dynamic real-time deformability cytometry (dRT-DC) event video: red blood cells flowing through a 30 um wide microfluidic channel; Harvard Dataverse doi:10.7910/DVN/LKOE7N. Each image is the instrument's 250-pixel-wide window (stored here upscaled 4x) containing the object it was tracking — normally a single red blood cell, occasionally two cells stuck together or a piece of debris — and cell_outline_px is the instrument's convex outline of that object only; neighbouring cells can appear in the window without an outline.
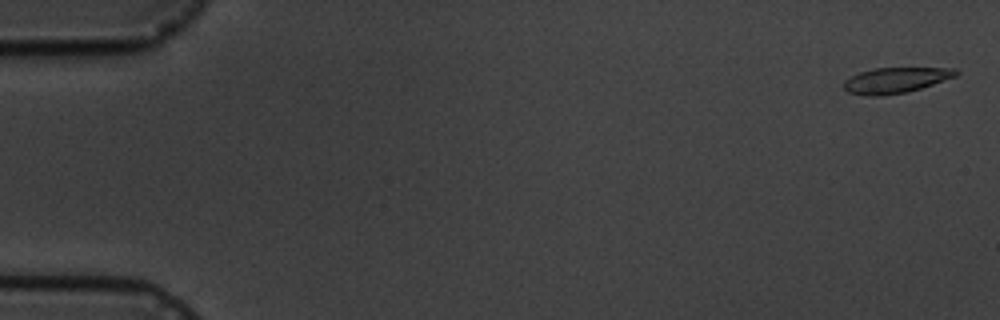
{"species": "common noctule bat (a hibernating species)", "species_latin": "Nyctalus noctula", "temperature_condition": "cold", "stored_images_in_passage": 5, "camera_frame_rate_fps": 3000, "um_per_image_px": 0.085, "animal": {"sex": "male", "body_mass_g": 19.5, "forearm_length_mm": 54.6}, "frame": {"image": 1, "passage_image": 1, "time_ms": 0.0, "image_size_px": [1000, 320], "cell_outline_px": [[960, 72], [956, 76], [908, 92], [880, 96], [872, 96], [848, 92], [844, 88], [844, 80], [860, 72], [876, 68], [956, 68]], "centroid_in_image_um": [76.14, 6.81], "position_along_channel_um": 8.9, "area_um2": 16.53}}
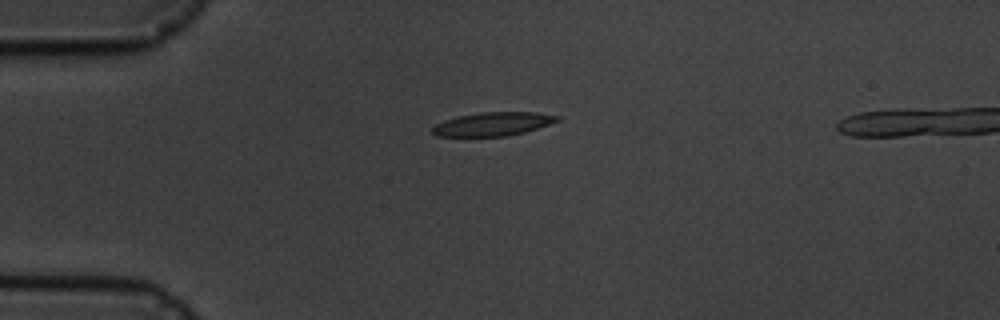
{"frame": {"image": 2, "passage_image": 4, "time_ms": 4.333, "image_size_px": [1000, 320], "cell_outline_px": [[560, 120], [524, 132], [508, 136], [436, 136], [432, 132], [432, 128], [436, 124], [444, 120], [460, 116], [480, 112], [536, 112], [560, 116]], "centroid_in_image_um": [41.9, 10.54], "position_along_channel_um": 43.1, "area_um2": 16.99}}